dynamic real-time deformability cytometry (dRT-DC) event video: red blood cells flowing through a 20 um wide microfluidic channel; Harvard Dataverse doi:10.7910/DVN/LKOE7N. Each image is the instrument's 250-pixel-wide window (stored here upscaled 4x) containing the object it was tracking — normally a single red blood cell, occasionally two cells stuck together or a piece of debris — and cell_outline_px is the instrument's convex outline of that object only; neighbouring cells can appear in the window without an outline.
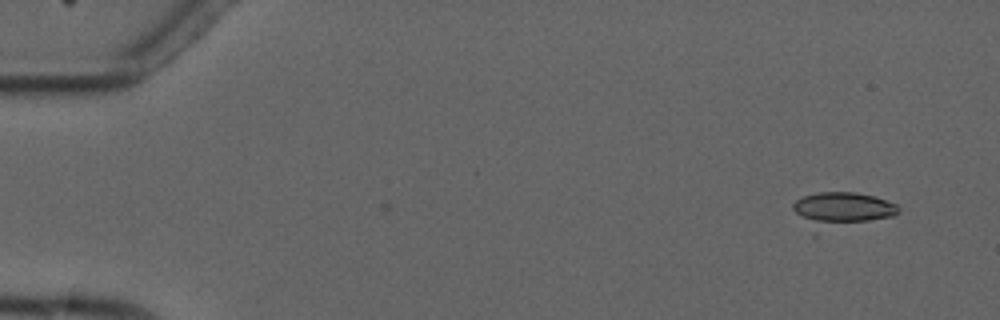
{"species": "common noctule bat (a hibernating species)", "species_latin": "Nyctalus noctula", "temperature_condition": "cold", "stored_images_in_passage": 5, "camera_frame_rate_fps": 3000, "um_per_image_px": 0.085, "animal": {"sex": "male", "forearm_length_mm": 52.5}, "frame": {"image": 1, "passage_image": 1, "time_ms": 0.0, "image_size_px": [1000, 320], "cell_outline_px": [[900, 212], [896, 216], [816, 236], [812, 236], [792, 208], [792, 204], [796, 200], [804, 196], [816, 192], [856, 192], [872, 196], [896, 204], [900, 208]], "centroid_in_image_um": [71.48, 17.93], "position_along_channel_um": 13.5, "area_um2": 23.06}}
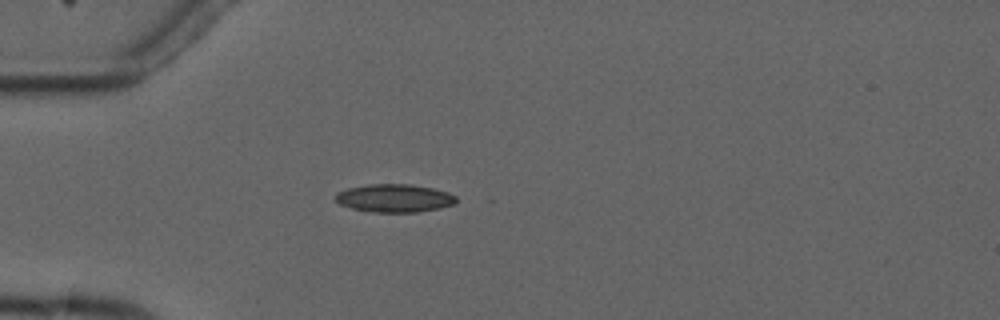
{"frame": {"image": 2, "passage_image": 4, "time_ms": 4.0, "image_size_px": [1000, 320], "cell_outline_px": [[456, 204], [440, 208], [416, 212], [372, 212], [352, 208], [340, 204], [336, 200], [336, 192], [348, 188], [368, 184], [408, 184], [432, 188], [448, 192], [456, 196]], "centroid_in_image_um": [33.54, 16.84], "position_along_channel_um": 51.5, "area_um2": 19.71}}